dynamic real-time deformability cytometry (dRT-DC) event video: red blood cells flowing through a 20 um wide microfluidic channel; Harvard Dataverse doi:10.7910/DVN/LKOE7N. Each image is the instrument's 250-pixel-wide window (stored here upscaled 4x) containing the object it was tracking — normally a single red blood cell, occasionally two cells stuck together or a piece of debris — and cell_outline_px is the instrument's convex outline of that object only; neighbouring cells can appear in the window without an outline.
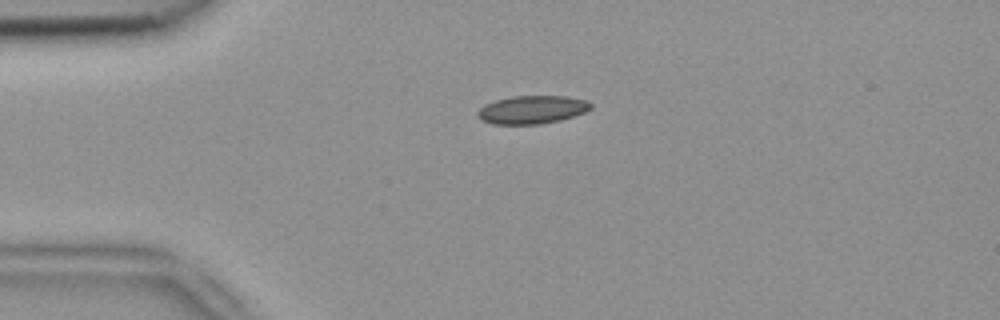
{"species": "common noctule bat (a hibernating species)", "species_latin": "Nyctalus noctula", "temperature_condition": "room temperature", "stored_images_in_passage": 4, "camera_frame_rate_fps": 3000, "um_per_image_px": 0.085, "animal": {"sex": "female", "body_mass_g": 18.4}, "frame": {"image": 1, "passage_image": 1, "time_ms": 0.0, "image_size_px": [1000, 320], "cell_outline_px": [[592, 108], [584, 112], [560, 120], [540, 124], [492, 124], [480, 120], [476, 116], [476, 112], [484, 104], [496, 100], [512, 96], [564, 96], [588, 100], [592, 104]], "centroid_in_image_um": [45.19, 9.32], "position_along_channel_um": 39.8, "area_um2": 18.67}}